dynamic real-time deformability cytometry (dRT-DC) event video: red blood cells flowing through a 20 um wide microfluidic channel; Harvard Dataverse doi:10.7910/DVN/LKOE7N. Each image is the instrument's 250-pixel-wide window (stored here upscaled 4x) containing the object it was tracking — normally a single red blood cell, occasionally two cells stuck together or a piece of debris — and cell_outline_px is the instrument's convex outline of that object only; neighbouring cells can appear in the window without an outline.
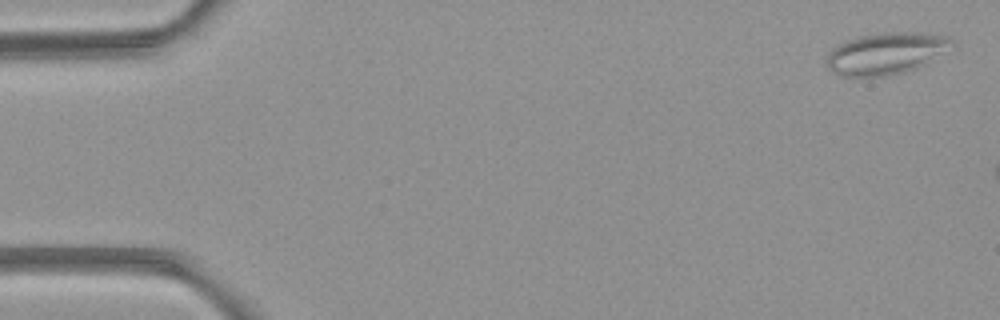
{"species": "common noctule bat (a hibernating species)", "species_latin": "Nyctalus noctula", "temperature_condition": "room temperature", "stored_images_in_passage": 3, "camera_frame_rate_fps": 3000, "um_per_image_px": 0.085, "animal": {"sex": "female", "body_mass_g": 21.9}, "frame": {"image": 1, "passage_image": 1, "time_ms": 0.0, "image_size_px": [1000, 320], "cell_outline_px": [[952, 40], [916, 68], [884, 76], [840, 76], [828, 68], [828, 52], [832, 48], [848, 40], [860, 36], [892, 32], [912, 32], [948, 36]], "centroid_in_image_um": [75.14, 4.54], "position_along_channel_um": 9.9, "area_um2": 28.84}}